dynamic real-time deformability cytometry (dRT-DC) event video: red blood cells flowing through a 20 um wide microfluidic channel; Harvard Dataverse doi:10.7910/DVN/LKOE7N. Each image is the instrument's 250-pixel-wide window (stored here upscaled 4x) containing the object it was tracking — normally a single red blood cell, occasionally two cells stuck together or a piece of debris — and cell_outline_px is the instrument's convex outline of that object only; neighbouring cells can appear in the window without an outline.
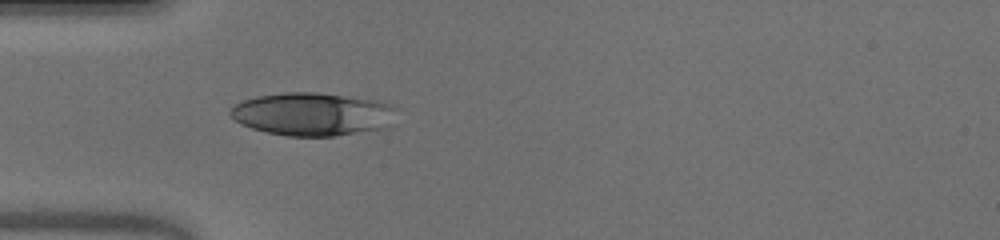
{"species": "human", "species_latin": "Homo sapiens", "temperature_condition": "warm", "stored_images_in_passage": 36, "camera_frame_rate_fps": 3000, "um_per_image_px": 0.085, "donor": {"sex": "male"}, "frame": {"image": 1, "passage_image": 1, "time_ms": 0.0, "image_size_px": [1000, 240], "cell_outline_px": [[400, 108], [384, 128], [332, 136], [288, 136], [268, 132], [252, 128], [240, 124], [228, 112], [232, 104], [256, 96], [284, 92], [316, 92], [380, 100], [392, 104]], "centroid_in_image_um": [26.56, 9.68], "position_along_channel_um": 58.4, "area_um2": 41.91}}
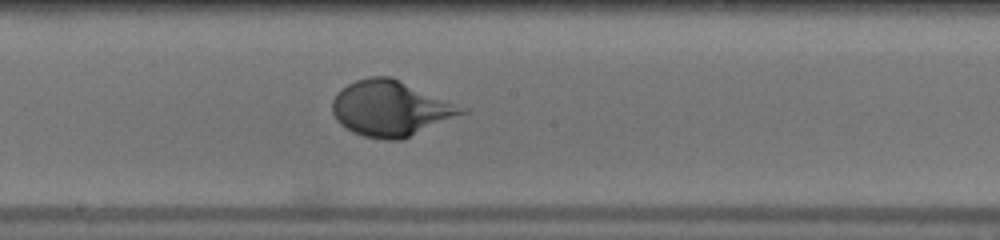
{"frame": {"image": 2, "passage_image": 13, "time_ms": 4.0, "image_size_px": [1000, 240], "cell_outline_px": [[468, 112], [404, 140], [384, 140], [364, 136], [352, 132], [340, 124], [336, 120], [332, 112], [332, 100], [336, 92], [340, 88], [356, 80], [368, 76], [392, 76], [468, 108]], "centroid_in_image_um": [33.22, 9.22], "position_along_channel_um": 215.0, "area_um2": 42.48}}
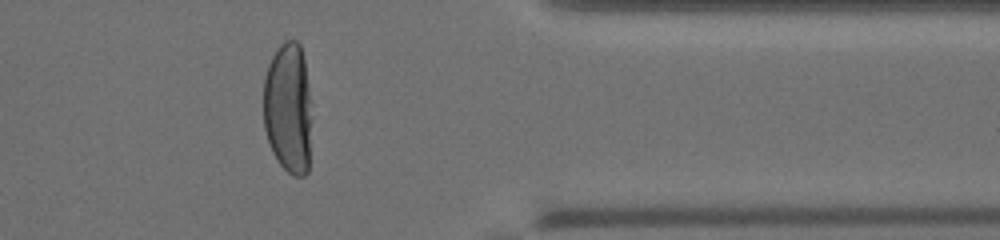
{"frame": {"image": 3, "passage_image": 27, "time_ms": 8.667, "image_size_px": [1000, 240], "cell_outline_px": [[312, 120], [308, 172], [304, 176], [296, 176], [288, 172], [280, 164], [272, 152], [264, 128], [264, 76], [268, 64], [276, 48], [284, 40], [296, 40], [300, 44], [304, 60], [312, 116]], "centroid_in_image_um": [24.5, 9.2], "position_along_channel_um": 386.9, "area_um2": 37.34}, "authors_computed_cell_mechanics": {"area_um2": 40.9224, "velocity_mm_per_s": 3.9925, "shape_relaxation_time_tau1_ms": 3.9214, "shape_relaxation_time_tau2_ms": null, "deformation_change_tau1": 0.2644, "deformation_change_tau2": null}}